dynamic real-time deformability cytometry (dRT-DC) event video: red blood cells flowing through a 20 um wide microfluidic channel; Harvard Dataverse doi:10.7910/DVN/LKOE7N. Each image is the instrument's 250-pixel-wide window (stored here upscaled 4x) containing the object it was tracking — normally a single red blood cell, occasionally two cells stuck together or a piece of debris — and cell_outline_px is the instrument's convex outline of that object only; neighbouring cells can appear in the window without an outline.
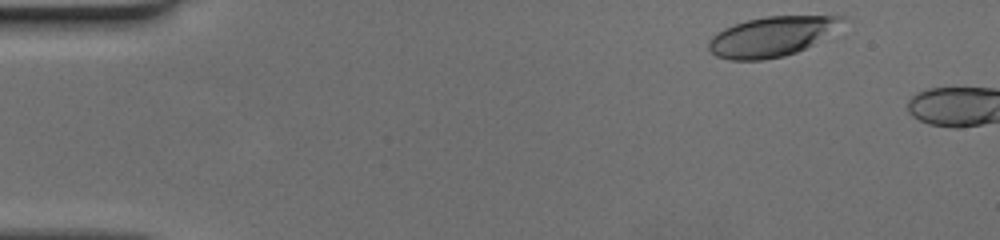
{"species": "human", "species_latin": "Homo sapiens", "temperature_condition": "cold", "stored_images_in_passage": 5, "camera_frame_rate_fps": 3000, "um_per_image_px": 0.085, "donor": {"sex": "female"}, "frame": {"image": 1, "passage_image": 2, "time_ms": 0.333, "image_size_px": [1000, 240], "cell_outline_px": [[844, 16], [812, 44], [796, 52], [784, 56], [760, 60], [732, 60], [716, 56], [708, 48], [708, 40], [716, 32], [724, 28], [748, 20], [768, 16]], "centroid_in_image_um": [65.39, 3.13], "position_along_channel_um": 19.6, "area_um2": 29.71}}